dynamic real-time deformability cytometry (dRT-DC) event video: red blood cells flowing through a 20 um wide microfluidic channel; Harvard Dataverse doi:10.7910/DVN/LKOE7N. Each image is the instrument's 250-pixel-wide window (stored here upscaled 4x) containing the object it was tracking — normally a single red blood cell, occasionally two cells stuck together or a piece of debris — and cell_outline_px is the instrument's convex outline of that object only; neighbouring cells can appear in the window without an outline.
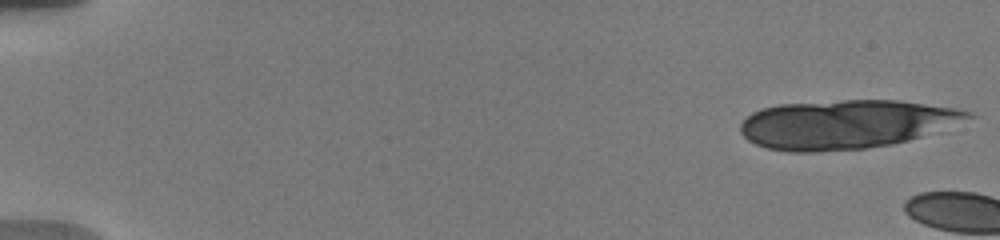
{"species": "human", "species_latin": "Homo sapiens", "temperature_condition": "warm", "stored_images_in_passage": 3, "camera_frame_rate_fps": 3000, "um_per_image_px": 0.085, "donor": {"sex": "male"}, "frame": {"image": 1, "passage_image": 1, "time_ms": 0.0, "image_size_px": [1000, 240], "cell_outline_px": [[976, 116], [920, 136], [908, 140], [892, 144], [864, 148], [816, 152], [788, 152], [768, 148], [756, 144], [748, 140], [740, 132], [740, 124], [752, 112], [760, 108], [780, 104], [844, 100], [900, 100], [956, 108], [972, 112]], "centroid_in_image_um": [71.86, 10.55], "position_along_channel_um": 13.1, "area_um2": 64.45}}